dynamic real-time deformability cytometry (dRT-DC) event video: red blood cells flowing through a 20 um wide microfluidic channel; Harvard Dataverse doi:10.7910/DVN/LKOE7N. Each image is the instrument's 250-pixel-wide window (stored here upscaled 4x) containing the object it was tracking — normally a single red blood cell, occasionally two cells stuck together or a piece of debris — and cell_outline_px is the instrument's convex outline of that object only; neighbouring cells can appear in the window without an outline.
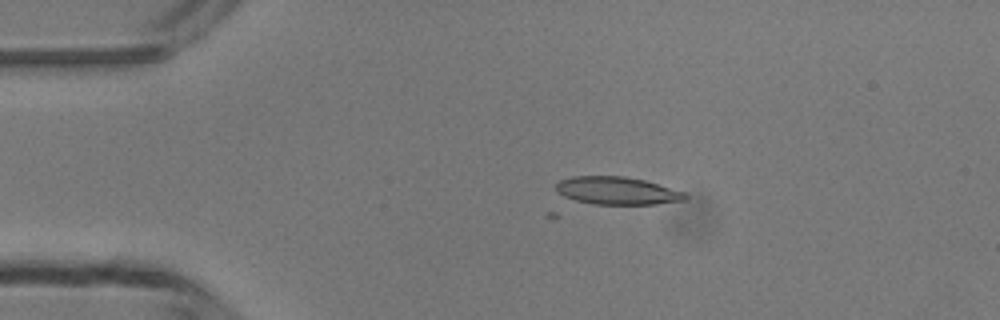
{"species": "common noctule bat (a hibernating species)", "species_latin": "Nyctalus noctula", "temperature_condition": "room temperature", "stored_images_in_passage": 3, "camera_frame_rate_fps": 3000, "um_per_image_px": 0.085, "animal": {"sex": "male", "body_mass_g": 13.3}, "frame": {"image": 1, "passage_image": 1, "time_ms": 0.0, "image_size_px": [1000, 320], "cell_outline_px": [[688, 200], [656, 204], [592, 204], [576, 200], [564, 196], [556, 192], [556, 184], [560, 180], [572, 176], [624, 176], [644, 180], [684, 192], [688, 196]], "centroid_in_image_um": [52.45, 16.21], "position_along_channel_um": 32.5, "area_um2": 20.87}}